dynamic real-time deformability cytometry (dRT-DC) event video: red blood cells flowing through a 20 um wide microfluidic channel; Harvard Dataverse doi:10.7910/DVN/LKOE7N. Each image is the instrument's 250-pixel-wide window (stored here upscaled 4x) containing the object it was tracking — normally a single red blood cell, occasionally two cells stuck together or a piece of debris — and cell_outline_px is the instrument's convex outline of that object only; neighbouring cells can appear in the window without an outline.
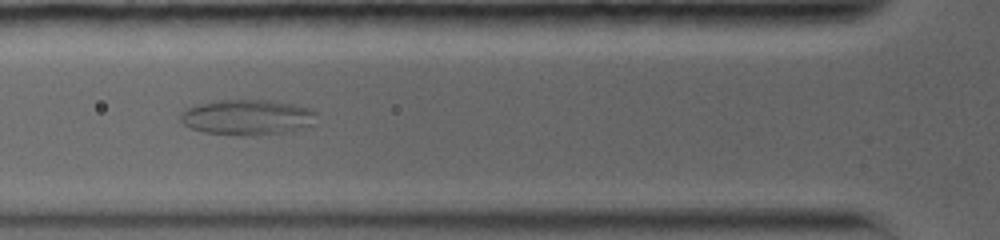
{"species": "common noctule bat (a hibernating species)", "species_latin": "Nyctalus noctula", "temperature_condition": "warm", "stored_images_in_passage": 20, "camera_frame_rate_fps": 5000, "um_per_image_px": 0.085, "animal": {"sex": "female", "body_mass_g": 19.0, "forearm_length_mm": 56.7}, "frame": {"image": 1, "passage_image": 11, "time_ms": 4.8, "image_size_px": [1000, 240], "cell_outline_px": [[316, 112], [312, 124], [292, 132], [256, 136], [252, 136], [204, 132], [192, 128], [184, 124], [180, 120], [180, 116], [188, 108], [200, 104], [216, 100], [268, 100], [292, 104], [308, 108]], "centroid_in_image_um": [21.05, 9.98], "position_along_channel_um": 104.8, "area_um2": 27.92}}
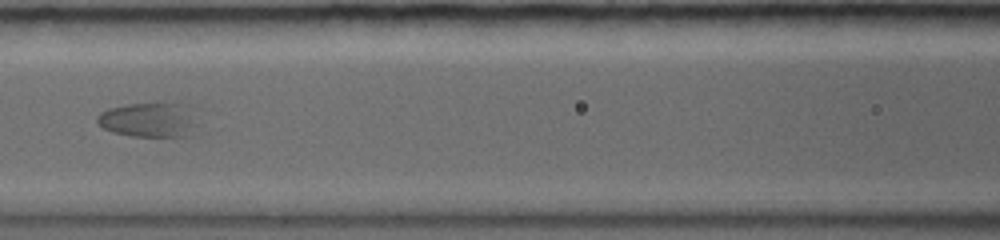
{"frame": {"image": 2, "passage_image": 14, "time_ms": 6.2, "image_size_px": [1000, 240], "cell_outline_px": [[200, 104], [188, 136], [132, 136], [112, 132], [96, 124], [96, 116], [100, 112], [108, 108], [128, 104], [160, 100]], "centroid_in_image_um": [12.73, 10.09], "position_along_channel_um": 153.9, "area_um2": 21.56}}
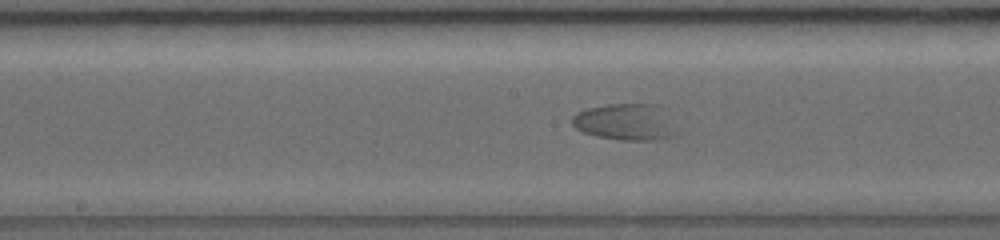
{"frame": {"image": 3, "passage_image": 17, "time_ms": 7.4, "image_size_px": [1000, 240], "cell_outline_px": [[672, 136], [660, 140], [620, 140], [596, 136], [584, 132], [576, 128], [572, 124], [572, 116], [576, 112], [588, 108], [608, 104], [660, 104]], "centroid_in_image_um": [53.02, 10.36], "position_along_channel_um": 195.2, "area_um2": 21.5}}